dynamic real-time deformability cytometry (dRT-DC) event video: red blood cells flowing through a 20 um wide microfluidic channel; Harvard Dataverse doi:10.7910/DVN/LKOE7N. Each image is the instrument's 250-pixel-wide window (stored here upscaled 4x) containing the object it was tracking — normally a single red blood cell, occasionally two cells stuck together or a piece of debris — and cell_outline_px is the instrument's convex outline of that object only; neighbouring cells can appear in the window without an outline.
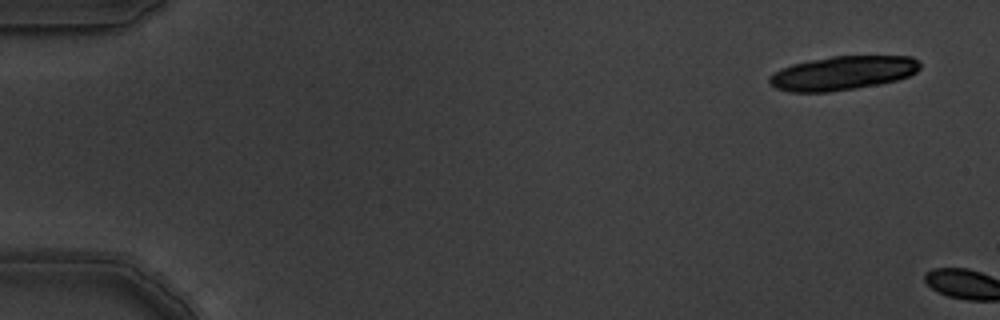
{"species": "common noctule bat (a hibernating species)", "species_latin": "Nyctalus noctula", "temperature_condition": "warm", "stored_images_in_passage": 2, "camera_frame_rate_fps": 3000, "um_per_image_px": 0.085, "animal": {"sex": "male", "body_mass_g": 19.5, "forearm_length_mm": 54.6}, "frame": {"image": 1, "passage_image": 1, "time_ms": 0.0, "image_size_px": [1000, 320], "cell_outline_px": [[920, 68], [916, 72], [908, 76], [896, 80], [880, 84], [856, 88], [828, 92], [788, 92], [776, 88], [768, 84], [768, 76], [780, 68], [792, 64], [832, 56], [912, 56], [920, 60]], "centroid_in_image_um": [71.61, 6.21], "position_along_channel_um": 13.4, "area_um2": 30.0}}